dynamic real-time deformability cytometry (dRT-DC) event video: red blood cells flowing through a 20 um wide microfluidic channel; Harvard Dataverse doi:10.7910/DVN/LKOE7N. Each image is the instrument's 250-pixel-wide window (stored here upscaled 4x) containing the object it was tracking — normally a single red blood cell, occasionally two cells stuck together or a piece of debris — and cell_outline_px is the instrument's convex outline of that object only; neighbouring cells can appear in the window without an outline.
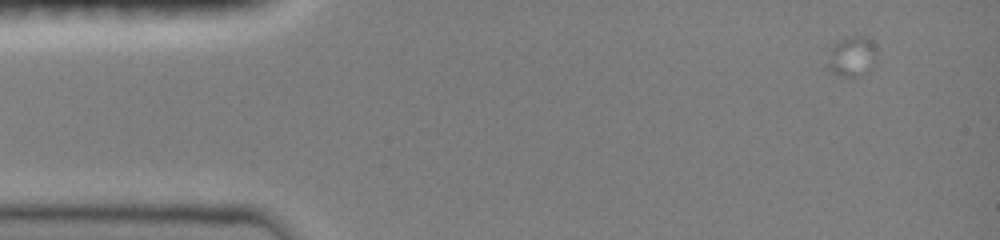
{"species": "common noctule bat (a hibernating species)", "species_latin": "Nyctalus noctula", "temperature_condition": "room temperature", "stored_images_in_passage": 18, "camera_frame_rate_fps": 3000, "um_per_image_px": 0.085, "animal": {"sex": "female", "body_mass_g": 19.0, "forearm_length_mm": 51.5}, "frame": {"image": 1, "passage_image": 1, "time_ms": 0.0, "image_size_px": [1000, 240], "cell_outline_px": [[876, 60], [872, 64], [852, 76], [844, 76], [832, 72], [828, 68], [828, 64], [832, 48], [840, 40], [852, 36], [864, 36], [872, 44], [876, 52]], "centroid_in_image_um": [72.39, 4.76], "position_along_channel_um": 12.6, "area_um2": 10.46}}